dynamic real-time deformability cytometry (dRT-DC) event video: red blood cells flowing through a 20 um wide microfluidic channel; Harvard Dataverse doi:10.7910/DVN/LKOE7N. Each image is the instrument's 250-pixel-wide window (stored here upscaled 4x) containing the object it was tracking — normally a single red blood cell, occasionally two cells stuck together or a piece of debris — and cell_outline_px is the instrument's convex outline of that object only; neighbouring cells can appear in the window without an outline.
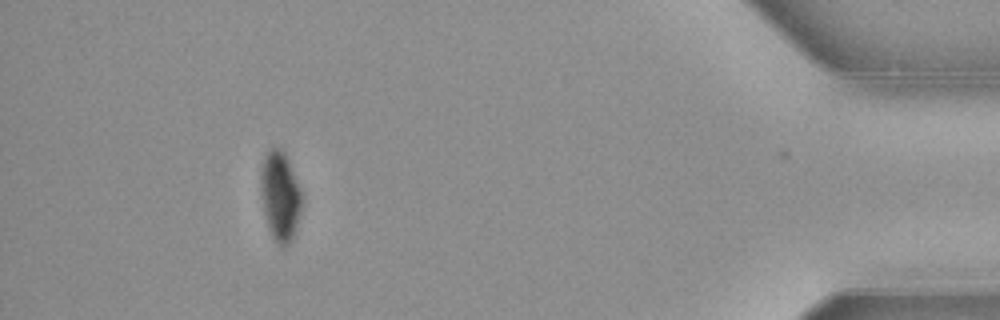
{"species": "common noctule bat (a hibernating species)", "species_latin": "Nyctalus noctula", "temperature_condition": "warm", "stored_images_in_passage": 48, "camera_frame_rate_fps": 3000, "um_per_image_px": 0.085, "animal": {"sex": "female", "body_mass_g": 21.9}, "frame": {"image": 1, "passage_image": 43, "time_ms": 14.0, "image_size_px": [1000, 320], "cell_outline_px": [[304, 196], [296, 228], [292, 240], [288, 244], [276, 244], [272, 236], [264, 212], [260, 188], [260, 172], [264, 160], [268, 152], [272, 148], [280, 148], [284, 152], [288, 160]], "centroid_in_image_um": [23.83, 16.67], "position_along_channel_um": 411.4, "area_um2": 21.21}, "authors_computed_cell_mechanics": {"area_um2": 26.6747, "velocity_mm_per_s": 3.8745, "shape_relaxation_time_tau1_ms": 2.1767, "shape_relaxation_time_tau2_ms": null, "deformation_change_tau1": 0.0907, "deformation_change_tau2": null}}